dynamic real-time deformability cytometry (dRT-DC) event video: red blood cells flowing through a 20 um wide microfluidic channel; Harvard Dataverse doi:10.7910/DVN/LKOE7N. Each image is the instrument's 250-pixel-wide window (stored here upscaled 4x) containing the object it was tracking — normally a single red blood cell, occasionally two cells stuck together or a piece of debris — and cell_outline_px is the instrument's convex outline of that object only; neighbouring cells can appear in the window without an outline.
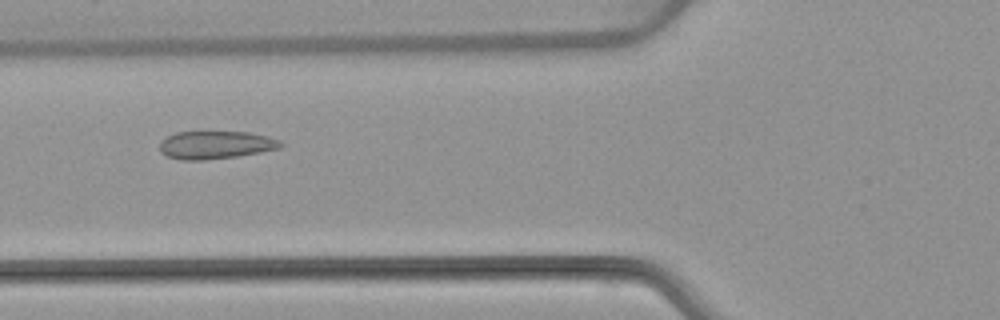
{"species": "common noctule bat (a hibernating species)", "species_latin": "Nyctalus noctula", "temperature_condition": "warm", "stored_images_in_passage": 54, "camera_frame_rate_fps": 3000, "um_per_image_px": 0.085, "animal": {"sex": "female", "body_mass_g": 22.7, "forearm_length_mm": 54.2}, "frame": {"image": 1, "passage_image": 21, "time_ms": 6.667, "image_size_px": [1000, 320], "cell_outline_px": [[284, 144], [280, 148], [260, 152], [236, 156], [204, 160], [180, 160], [168, 156], [160, 152], [160, 140], [176, 132], [248, 132], [268, 136], [280, 140]], "centroid_in_image_um": [18.33, 12.32], "position_along_channel_um": 107.5, "area_um2": 19.65}}
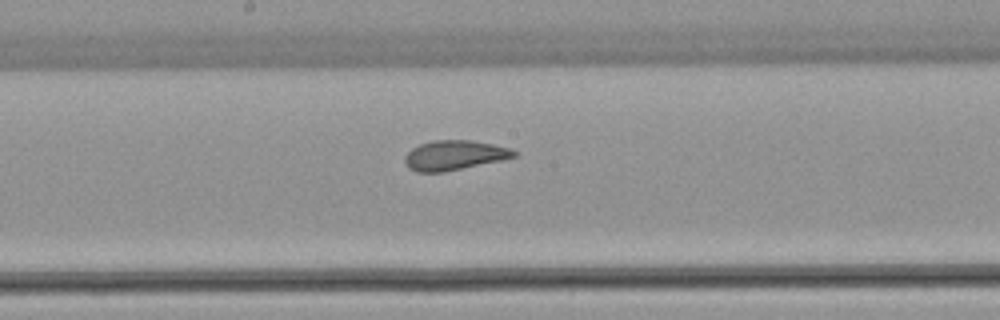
{"frame": {"image": 2, "passage_image": 29, "time_ms": 9.333, "image_size_px": [1000, 320], "cell_outline_px": [[520, 152], [516, 156], [504, 160], [444, 172], [416, 172], [408, 168], [404, 160], [404, 156], [412, 148], [420, 144], [432, 140], [472, 140], [512, 148]], "centroid_in_image_um": [38.65, 13.2], "position_along_channel_um": 209.5, "area_um2": 19.19}}
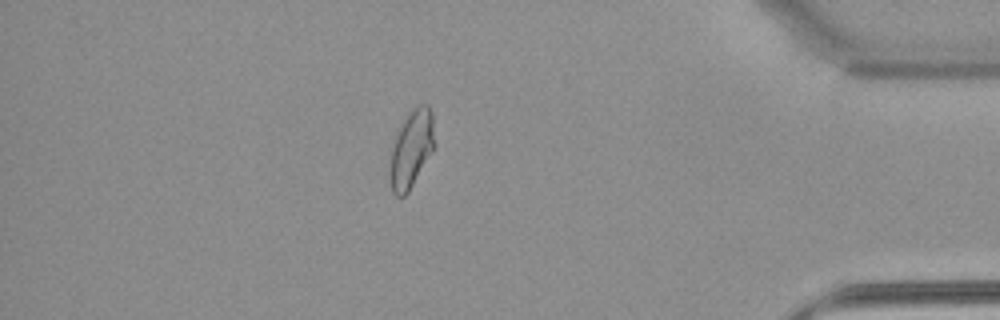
{"frame": {"image": 3, "passage_image": 47, "time_ms": 15.333, "image_size_px": [1000, 320], "cell_outline_px": [[436, 144], [408, 192], [404, 196], [396, 196], [392, 192], [388, 180], [388, 172], [392, 148], [396, 136], [408, 112], [412, 108], [420, 104], [428, 104], [432, 112]], "centroid_in_image_um": [34.96, 12.66], "position_along_channel_um": 400.2, "area_um2": 20.29}, "authors_computed_cell_mechanics": {"area_um2": 20.4034, "velocity_mm_per_s": 3.8208, "shape_relaxation_time_tau1_ms": null, "shape_relaxation_time_tau2_ms": 0.8155, "deformation_change_tau1": null, "deformation_change_tau2": 0.0503}}